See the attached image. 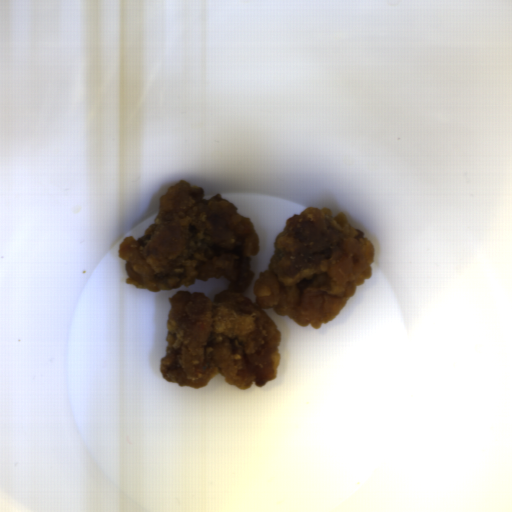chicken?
Listing matches in <instances>:
<instances>
[{
    "mask_svg": "<svg viewBox=\"0 0 512 512\" xmlns=\"http://www.w3.org/2000/svg\"><path fill=\"white\" fill-rule=\"evenodd\" d=\"M203 195L204 188L181 179L159 197L148 230L119 244L125 284L157 293L228 280L214 300L184 290L169 299L160 371L167 382L194 390L217 374L237 389L262 388L278 375L282 338L262 309L319 329L371 278L375 246L342 211L308 207L287 218L275 237L252 303L245 291L255 277L250 262L260 251L258 234L231 201Z\"/></svg>",
    "mask_w": 512,
    "mask_h": 512,
    "instance_id": "ae283196",
    "label": "chicken"
}]
</instances>
